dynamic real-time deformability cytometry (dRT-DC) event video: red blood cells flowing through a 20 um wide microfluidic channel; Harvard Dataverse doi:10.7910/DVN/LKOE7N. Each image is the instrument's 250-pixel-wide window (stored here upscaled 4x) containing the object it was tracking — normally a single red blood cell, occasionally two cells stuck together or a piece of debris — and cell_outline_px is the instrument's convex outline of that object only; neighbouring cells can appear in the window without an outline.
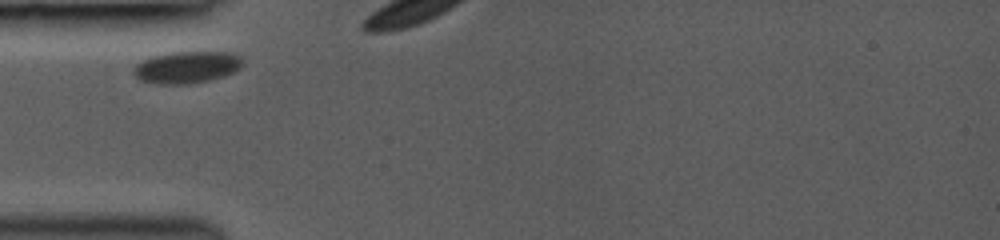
{"species": "common noctule bat (a hibernating species)", "species_latin": "Nyctalus noctula", "temperature_condition": "room temperature", "stored_images_in_passage": 3, "camera_frame_rate_fps": 3000, "um_per_image_px": 0.085, "animal": {"sex": "female", "body_mass_g": 19.0, "forearm_length_mm": 53.3}, "frame": {"image": 1, "passage_image": 1, "time_ms": 0.0, "image_size_px": [1000, 240], "cell_outline_px": [[244, 64], [240, 68], [224, 76], [208, 80], [188, 84], [160, 84], [140, 80], [132, 72], [132, 68], [136, 64], [152, 56], [172, 52], [224, 52], [240, 56]], "centroid_in_image_um": [15.86, 5.72], "position_along_channel_um": 69.1, "area_um2": 20.17}}
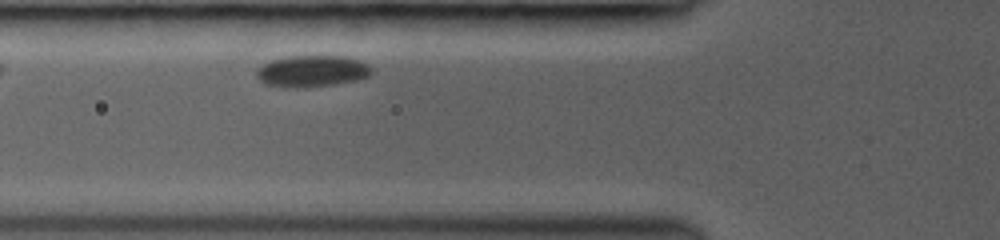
{"frame": {"image": 2, "passage_image": 3, "time_ms": 1.667, "image_size_px": [1000, 240], "cell_outline_px": [[372, 72], [368, 76], [356, 80], [336, 84], [296, 88], [292, 88], [264, 84], [256, 76], [256, 68], [272, 60], [288, 56], [344, 56], [360, 60], [368, 64], [372, 68]], "centroid_in_image_um": [26.51, 6.04], "position_along_channel_um": 99.3, "area_um2": 21.21}}